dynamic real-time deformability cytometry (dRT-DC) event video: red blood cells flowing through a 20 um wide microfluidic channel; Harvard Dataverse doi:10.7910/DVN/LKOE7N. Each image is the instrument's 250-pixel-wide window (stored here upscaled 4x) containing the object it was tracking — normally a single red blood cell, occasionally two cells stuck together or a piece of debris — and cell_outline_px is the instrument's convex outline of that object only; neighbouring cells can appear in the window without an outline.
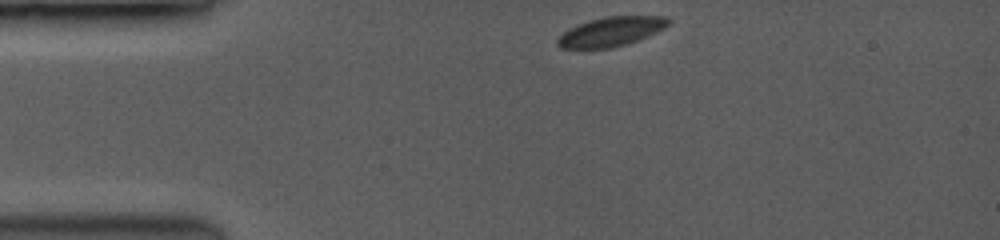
{"species": "common noctule bat (a hibernating species)", "species_latin": "Nyctalus noctula", "temperature_condition": "room temperature", "stored_images_in_passage": 46, "camera_frame_rate_fps": 3500, "um_per_image_px": 0.085, "animal": {"sex": "female", "body_mass_g": 19.0, "forearm_length_mm": 53.3}, "frame": {"image": 1, "passage_image": 1, "time_ms": 0.0, "image_size_px": [1000, 240], "cell_outline_px": [[672, 20], [668, 24], [636, 40], [624, 44], [608, 48], [564, 48], [556, 44], [556, 40], [564, 32], [580, 24], [592, 20], [608, 16], [668, 16]], "centroid_in_image_um": [51.92, 2.67], "position_along_channel_um": 33.1, "area_um2": 18.15}}
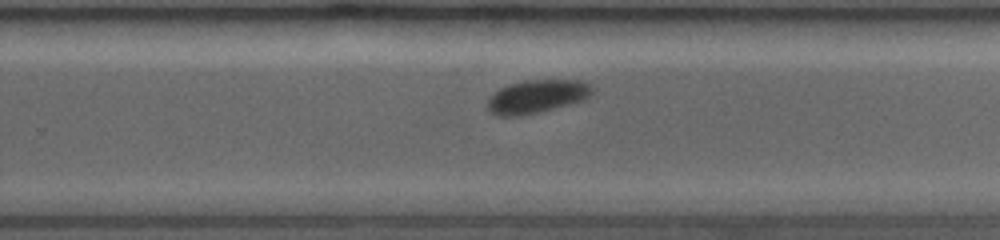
{"frame": {"image": 2, "passage_image": 28, "time_ms": 7.429, "image_size_px": [1000, 240], "cell_outline_px": [[592, 92], [588, 96], [580, 100], [520, 116], [500, 116], [492, 112], [488, 108], [488, 100], [500, 88], [524, 80], [576, 80], [588, 84], [592, 88]], "centroid_in_image_um": [45.59, 8.18], "position_along_channel_um": 284.2, "area_um2": 19.36}}
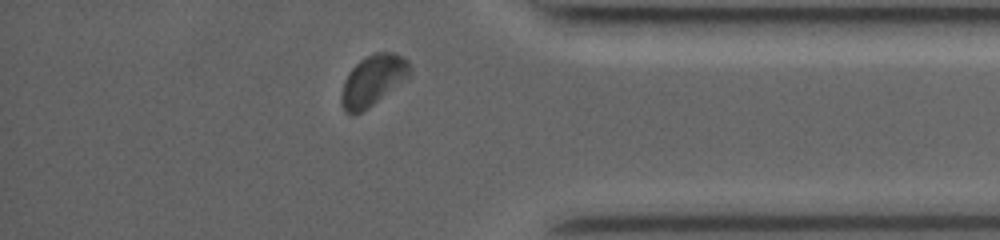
{"frame": {"image": 3, "passage_image": 41, "time_ms": 10.571, "image_size_px": [1000, 240], "cell_outline_px": [[412, 68], [408, 76], [368, 108], [360, 112], [344, 112], [340, 100], [340, 96], [344, 80], [348, 72], [360, 60], [376, 52], [396, 52], [408, 60]], "centroid_in_image_um": [31.68, 6.8], "position_along_channel_um": 403.5, "area_um2": 19.88}, "authors_computed_cell_mechanics": {"area_um2": 20.0566, "velocity_mm_per_s": 3.9841, "shape_relaxation_time_tau1_ms": 1.312, "shape_relaxation_time_tau2_ms": null, "deformation_change_tau1": 0.0481, "deformation_change_tau2": null}}